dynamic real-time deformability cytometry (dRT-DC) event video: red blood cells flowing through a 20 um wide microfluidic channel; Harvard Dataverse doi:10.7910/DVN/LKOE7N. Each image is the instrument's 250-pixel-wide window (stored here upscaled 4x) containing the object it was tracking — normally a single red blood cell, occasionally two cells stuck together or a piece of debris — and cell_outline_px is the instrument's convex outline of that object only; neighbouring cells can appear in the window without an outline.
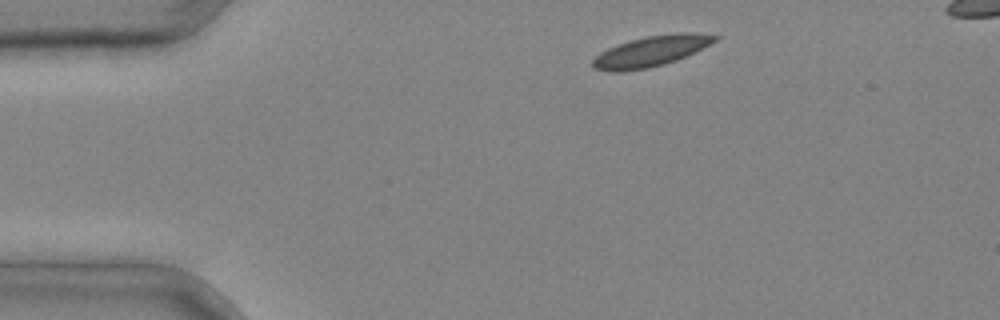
{"species": "common noctule bat (a hibernating species)", "species_latin": "Nyctalus noctula", "temperature_condition": "cold", "stored_images_in_passage": 3, "segment_of_instrument_passage": [1, 2], "camera_frame_rate_fps": 3000, "um_per_image_px": 0.085, "animal": {"sex": "male", "body_mass_g": 20.4}, "frame": {"image": 1, "passage_image": 1, "time_ms": 0.0, "image_size_px": [1000, 320], "cell_outline_px": [[720, 36], [716, 40], [676, 60], [664, 64], [648, 68], [620, 72], [612, 72], [592, 68], [592, 60], [600, 52], [608, 48], [628, 40], [644, 36], [676, 32], [692, 32]], "centroid_in_image_um": [55.27, 4.35], "position_along_channel_um": 29.7, "area_um2": 21.68}}